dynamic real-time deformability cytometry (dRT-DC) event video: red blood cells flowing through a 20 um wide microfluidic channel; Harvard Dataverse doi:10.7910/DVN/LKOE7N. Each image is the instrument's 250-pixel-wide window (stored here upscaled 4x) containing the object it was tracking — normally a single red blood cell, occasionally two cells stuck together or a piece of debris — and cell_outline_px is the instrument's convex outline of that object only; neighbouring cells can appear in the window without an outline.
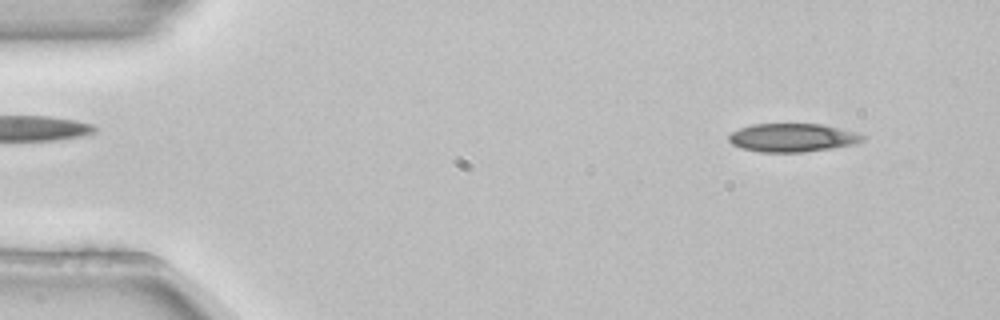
{"species": "common noctule bat (a hibernating species)", "species_latin": "Nyctalus noctula", "temperature_condition": "room temperature", "stored_images_in_passage": 52, "camera_frame_rate_fps": 3000, "um_per_image_px": 0.085, "animal": {"sex": "female", "body_mass_g": 22.7, "forearm_length_mm": 54.2}, "frame": {"image": 1, "passage_image": 4, "time_ms": 1.0, "image_size_px": [1000, 320], "cell_outline_px": [[864, 140], [852, 144], [804, 152], [760, 152], [740, 148], [732, 144], [728, 140], [728, 136], [732, 132], [740, 128], [752, 124], [824, 124], [856, 132], [864, 136]], "centroid_in_image_um": [67.32, 11.69], "position_along_channel_um": 17.7, "area_um2": 22.02}}
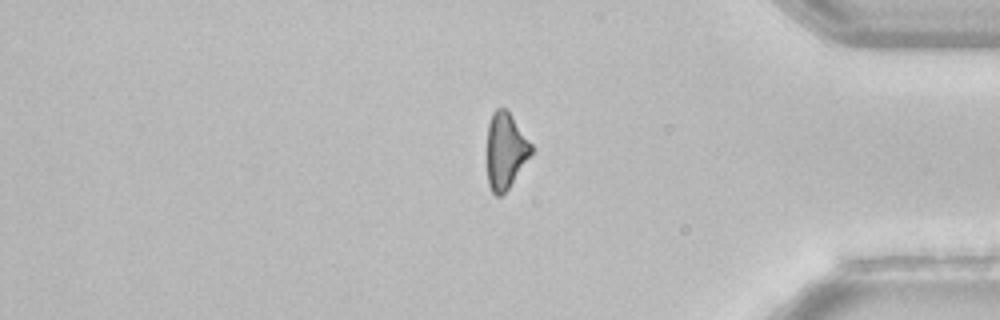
{"frame": {"image": 2, "passage_image": 43, "time_ms": 14.0, "image_size_px": [1000, 320], "cell_outline_px": [[532, 152], [508, 188], [500, 196], [496, 196], [492, 192], [488, 184], [488, 124], [492, 112], [496, 108], [504, 108], [508, 112], [532, 144]], "centroid_in_image_um": [42.95, 12.81], "position_along_channel_um": 392.2, "area_um2": 19.07}}
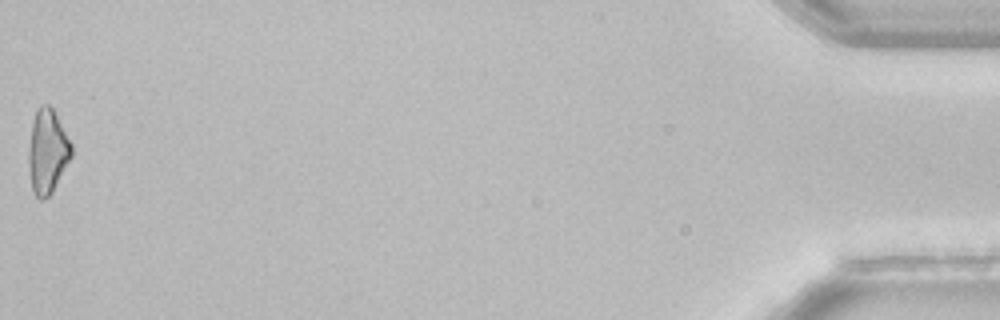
{"frame": {"image": 3, "passage_image": 52, "time_ms": 17.0, "image_size_px": [1000, 320], "cell_outline_px": [[72, 156], [52, 192], [44, 200], [40, 200], [32, 192], [28, 164], [28, 152], [32, 120], [36, 108], [40, 104], [48, 104], [52, 108], [72, 144]], "centroid_in_image_um": [4.01, 12.87], "position_along_channel_um": 431.2, "area_um2": 21.15}, "authors_computed_cell_mechanics": {"area_um2": 22.253, "velocity_mm_per_s": 3.8615, "shape_relaxation_time_tau1_ms": 5.8999, "shape_relaxation_time_tau2_ms": null, "deformation_change_tau1": 0.1292, "deformation_change_tau2": null}}